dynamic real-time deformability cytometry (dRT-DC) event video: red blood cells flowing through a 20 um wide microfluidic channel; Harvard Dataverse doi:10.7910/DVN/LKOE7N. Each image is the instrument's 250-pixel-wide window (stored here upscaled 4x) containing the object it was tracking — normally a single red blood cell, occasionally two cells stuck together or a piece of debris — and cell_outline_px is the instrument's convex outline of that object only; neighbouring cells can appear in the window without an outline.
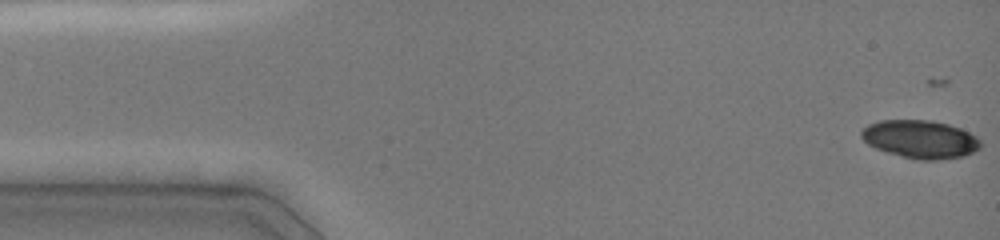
{"species": "common noctule bat (a hibernating species)", "species_latin": "Nyctalus noctula", "temperature_condition": "cold", "stored_images_in_passage": 36, "camera_frame_rate_fps": 3000, "um_per_image_px": 0.085, "animal": {"sex": "female", "body_mass_g": 19.0, "forearm_length_mm": 51.5}, "frame": {"image": 1, "passage_image": 2, "time_ms": 0.333, "image_size_px": [1000, 240], "cell_outline_px": [[980, 148], [964, 156], [940, 160], [916, 160], [888, 152], [876, 148], [868, 144], [860, 136], [860, 132], [868, 124], [880, 120], [932, 120], [948, 124], [960, 128], [976, 136], [980, 140]], "centroid_in_image_um": [78.22, 11.83], "position_along_channel_um": 6.8, "area_um2": 26.47}}